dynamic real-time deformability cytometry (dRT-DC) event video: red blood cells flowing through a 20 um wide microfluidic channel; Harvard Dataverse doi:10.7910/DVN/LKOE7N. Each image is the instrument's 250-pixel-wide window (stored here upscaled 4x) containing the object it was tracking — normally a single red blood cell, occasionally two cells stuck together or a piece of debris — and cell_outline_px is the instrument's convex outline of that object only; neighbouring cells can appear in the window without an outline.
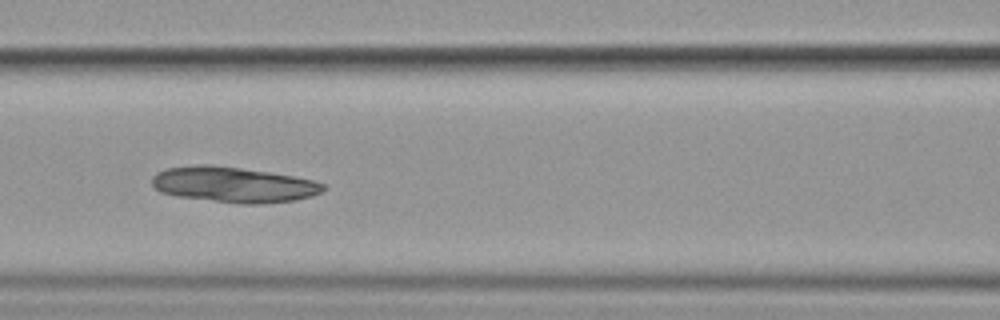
{"species": "common noctule bat (a hibernating species)", "species_latin": "Nyctalus noctula", "temperature_condition": "cold", "stored_images_in_passage": 15, "camera_frame_rate_fps": 3000, "um_per_image_px": 0.085, "animal": {"sex": "female", "body_mass_g": 19.9}, "frame": {"image": 1, "passage_image": 7, "time_ms": 8.0, "image_size_px": [1000, 320], "cell_outline_px": [[324, 188], [320, 192], [312, 196], [296, 200], [260, 204], [240, 204], [176, 196], [160, 192], [152, 184], [152, 176], [156, 172], [168, 168], [196, 164], [212, 164], [268, 172], [316, 180], [324, 184]], "centroid_in_image_um": [19.83, 15.69], "position_along_channel_um": 146.8, "area_um2": 35.55}}
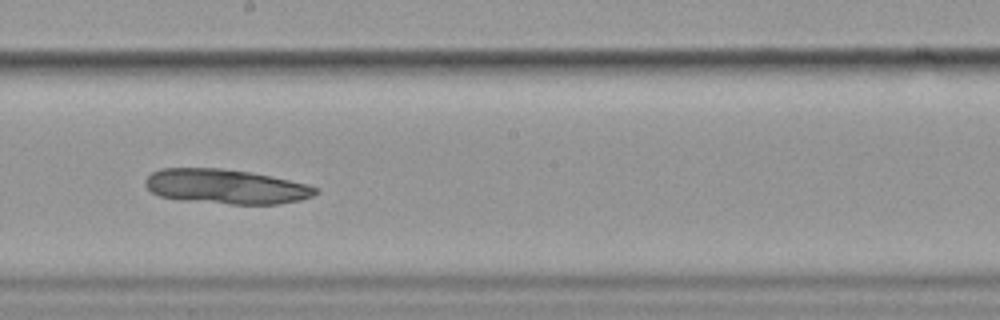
{"frame": {"image": 2, "passage_image": 9, "time_ms": 10.333, "image_size_px": [1000, 320], "cell_outline_px": [[320, 192], [312, 196], [300, 200], [276, 204], [232, 204], [184, 200], [160, 196], [152, 192], [144, 184], [144, 180], [152, 172], [160, 168], [220, 168], [252, 172], [272, 176], [308, 184], [320, 188]], "centroid_in_image_um": [19.23, 15.85], "position_along_channel_um": 229.0, "area_um2": 34.51}}
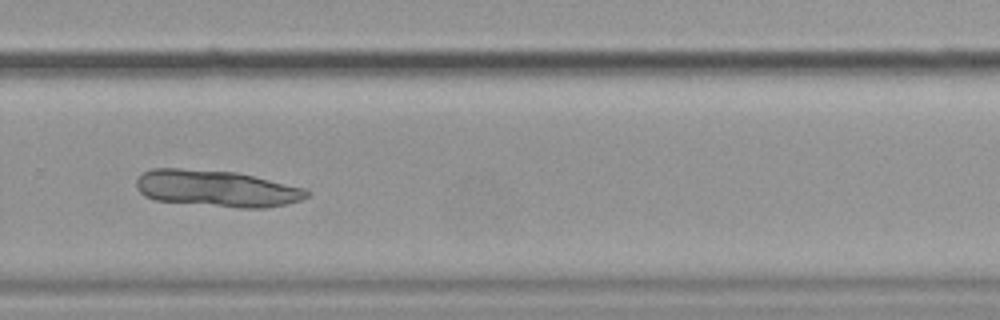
{"frame": {"image": 3, "passage_image": 11, "time_ms": 12.667, "image_size_px": [1000, 320], "cell_outline_px": [[308, 196], [300, 200], [284, 204], [264, 208], [240, 208], [156, 200], [144, 196], [136, 188], [136, 180], [144, 172], [152, 168], [180, 168], [236, 172], [304, 188], [308, 192]], "centroid_in_image_um": [18.37, 16.02], "position_along_channel_um": 311.4, "area_um2": 36.01}}